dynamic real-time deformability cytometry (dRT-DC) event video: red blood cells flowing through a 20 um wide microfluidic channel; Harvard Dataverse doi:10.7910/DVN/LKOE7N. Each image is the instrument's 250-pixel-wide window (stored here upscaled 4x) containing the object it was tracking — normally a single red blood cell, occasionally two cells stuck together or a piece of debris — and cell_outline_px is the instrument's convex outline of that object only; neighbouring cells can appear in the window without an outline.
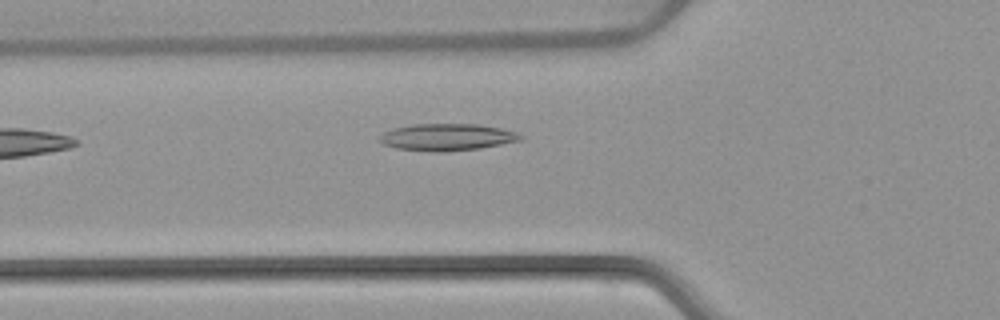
{"species": "common noctule bat (a hibernating species)", "species_latin": "Nyctalus noctula", "temperature_condition": "warm", "stored_images_in_passage": 6, "camera_frame_rate_fps": 3000, "um_per_image_px": 0.085, "animal": {"sex": "female", "body_mass_g": 22.7, "forearm_length_mm": 54.2}, "frame": {"image": 1, "passage_image": 2, "time_ms": 0.333, "image_size_px": [1000, 320], "cell_outline_px": [[524, 140], [480, 148], [440, 152], [432, 152], [396, 148], [384, 144], [380, 140], [380, 136], [384, 132], [392, 128], [412, 124], [480, 124], [500, 128], [516, 132], [524, 136]], "centroid_in_image_um": [38.03, 11.65], "position_along_channel_um": 87.8, "area_um2": 22.2}}